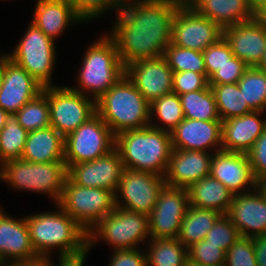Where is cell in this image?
Returning <instances> with one entry per match:
<instances>
[{"label": "cell", "instance_id": "obj_37", "mask_svg": "<svg viewBox=\"0 0 266 266\" xmlns=\"http://www.w3.org/2000/svg\"><path fill=\"white\" fill-rule=\"evenodd\" d=\"M164 57L173 72L206 73L204 56L201 51L181 48L170 43L164 51Z\"/></svg>", "mask_w": 266, "mask_h": 266}, {"label": "cell", "instance_id": "obj_41", "mask_svg": "<svg viewBox=\"0 0 266 266\" xmlns=\"http://www.w3.org/2000/svg\"><path fill=\"white\" fill-rule=\"evenodd\" d=\"M225 266H257L253 240L240 236L226 251Z\"/></svg>", "mask_w": 266, "mask_h": 266}, {"label": "cell", "instance_id": "obj_30", "mask_svg": "<svg viewBox=\"0 0 266 266\" xmlns=\"http://www.w3.org/2000/svg\"><path fill=\"white\" fill-rule=\"evenodd\" d=\"M145 252L147 266H184L187 248L177 238H149Z\"/></svg>", "mask_w": 266, "mask_h": 266}, {"label": "cell", "instance_id": "obj_29", "mask_svg": "<svg viewBox=\"0 0 266 266\" xmlns=\"http://www.w3.org/2000/svg\"><path fill=\"white\" fill-rule=\"evenodd\" d=\"M222 214L206 208L188 206L177 239L187 248L205 239L208 231Z\"/></svg>", "mask_w": 266, "mask_h": 266}, {"label": "cell", "instance_id": "obj_33", "mask_svg": "<svg viewBox=\"0 0 266 266\" xmlns=\"http://www.w3.org/2000/svg\"><path fill=\"white\" fill-rule=\"evenodd\" d=\"M155 114V115H154ZM152 116L160 120L161 123L151 122ZM157 116V117H156ZM185 119L181 100L178 94L170 93L157 98L150 103V125L153 128L161 129L166 132H171Z\"/></svg>", "mask_w": 266, "mask_h": 266}, {"label": "cell", "instance_id": "obj_5", "mask_svg": "<svg viewBox=\"0 0 266 266\" xmlns=\"http://www.w3.org/2000/svg\"><path fill=\"white\" fill-rule=\"evenodd\" d=\"M105 35L87 48L77 75L79 86H70L86 96L91 93L95 101L125 75V66L115 42Z\"/></svg>", "mask_w": 266, "mask_h": 266}, {"label": "cell", "instance_id": "obj_36", "mask_svg": "<svg viewBox=\"0 0 266 266\" xmlns=\"http://www.w3.org/2000/svg\"><path fill=\"white\" fill-rule=\"evenodd\" d=\"M28 132L19 124L14 115L7 120L0 131V163L20 159Z\"/></svg>", "mask_w": 266, "mask_h": 266}, {"label": "cell", "instance_id": "obj_55", "mask_svg": "<svg viewBox=\"0 0 266 266\" xmlns=\"http://www.w3.org/2000/svg\"><path fill=\"white\" fill-rule=\"evenodd\" d=\"M3 83L2 54L0 55V88Z\"/></svg>", "mask_w": 266, "mask_h": 266}, {"label": "cell", "instance_id": "obj_1", "mask_svg": "<svg viewBox=\"0 0 266 266\" xmlns=\"http://www.w3.org/2000/svg\"><path fill=\"white\" fill-rule=\"evenodd\" d=\"M180 5L172 0H129L124 5L108 34L124 66L140 59L164 56Z\"/></svg>", "mask_w": 266, "mask_h": 266}, {"label": "cell", "instance_id": "obj_43", "mask_svg": "<svg viewBox=\"0 0 266 266\" xmlns=\"http://www.w3.org/2000/svg\"><path fill=\"white\" fill-rule=\"evenodd\" d=\"M209 86L206 73L183 71L173 73V93L182 95L205 89Z\"/></svg>", "mask_w": 266, "mask_h": 266}, {"label": "cell", "instance_id": "obj_18", "mask_svg": "<svg viewBox=\"0 0 266 266\" xmlns=\"http://www.w3.org/2000/svg\"><path fill=\"white\" fill-rule=\"evenodd\" d=\"M233 55L249 67L258 66L266 50V20L254 18L223 29Z\"/></svg>", "mask_w": 266, "mask_h": 266}, {"label": "cell", "instance_id": "obj_45", "mask_svg": "<svg viewBox=\"0 0 266 266\" xmlns=\"http://www.w3.org/2000/svg\"><path fill=\"white\" fill-rule=\"evenodd\" d=\"M256 181L266 177V130L246 153Z\"/></svg>", "mask_w": 266, "mask_h": 266}, {"label": "cell", "instance_id": "obj_24", "mask_svg": "<svg viewBox=\"0 0 266 266\" xmlns=\"http://www.w3.org/2000/svg\"><path fill=\"white\" fill-rule=\"evenodd\" d=\"M263 111H252L239 117L222 121V150L247 153L266 130Z\"/></svg>", "mask_w": 266, "mask_h": 266}, {"label": "cell", "instance_id": "obj_35", "mask_svg": "<svg viewBox=\"0 0 266 266\" xmlns=\"http://www.w3.org/2000/svg\"><path fill=\"white\" fill-rule=\"evenodd\" d=\"M238 86L253 111H266V72L257 66L248 67Z\"/></svg>", "mask_w": 266, "mask_h": 266}, {"label": "cell", "instance_id": "obj_51", "mask_svg": "<svg viewBox=\"0 0 266 266\" xmlns=\"http://www.w3.org/2000/svg\"><path fill=\"white\" fill-rule=\"evenodd\" d=\"M10 114L0 107V131L4 128L7 120L10 118Z\"/></svg>", "mask_w": 266, "mask_h": 266}, {"label": "cell", "instance_id": "obj_39", "mask_svg": "<svg viewBox=\"0 0 266 266\" xmlns=\"http://www.w3.org/2000/svg\"><path fill=\"white\" fill-rule=\"evenodd\" d=\"M188 259L206 266H225L226 251L203 239L187 247Z\"/></svg>", "mask_w": 266, "mask_h": 266}, {"label": "cell", "instance_id": "obj_8", "mask_svg": "<svg viewBox=\"0 0 266 266\" xmlns=\"http://www.w3.org/2000/svg\"><path fill=\"white\" fill-rule=\"evenodd\" d=\"M60 206L86 232L114 210L115 194L101 188L83 187L68 176L63 185Z\"/></svg>", "mask_w": 266, "mask_h": 266}, {"label": "cell", "instance_id": "obj_3", "mask_svg": "<svg viewBox=\"0 0 266 266\" xmlns=\"http://www.w3.org/2000/svg\"><path fill=\"white\" fill-rule=\"evenodd\" d=\"M115 148L124 169L151 172L165 177L173 151L169 132L151 126L126 130L115 136Z\"/></svg>", "mask_w": 266, "mask_h": 266}, {"label": "cell", "instance_id": "obj_44", "mask_svg": "<svg viewBox=\"0 0 266 266\" xmlns=\"http://www.w3.org/2000/svg\"><path fill=\"white\" fill-rule=\"evenodd\" d=\"M248 67L244 61L233 56L208 78L209 86L238 83Z\"/></svg>", "mask_w": 266, "mask_h": 266}, {"label": "cell", "instance_id": "obj_52", "mask_svg": "<svg viewBox=\"0 0 266 266\" xmlns=\"http://www.w3.org/2000/svg\"><path fill=\"white\" fill-rule=\"evenodd\" d=\"M256 187L262 193V195L266 198V177L258 180Z\"/></svg>", "mask_w": 266, "mask_h": 266}, {"label": "cell", "instance_id": "obj_32", "mask_svg": "<svg viewBox=\"0 0 266 266\" xmlns=\"http://www.w3.org/2000/svg\"><path fill=\"white\" fill-rule=\"evenodd\" d=\"M217 105L221 121L248 114L253 110L248 106L238 83L210 86Z\"/></svg>", "mask_w": 266, "mask_h": 266}, {"label": "cell", "instance_id": "obj_56", "mask_svg": "<svg viewBox=\"0 0 266 266\" xmlns=\"http://www.w3.org/2000/svg\"><path fill=\"white\" fill-rule=\"evenodd\" d=\"M175 2H179L180 4H188L190 2V0H172Z\"/></svg>", "mask_w": 266, "mask_h": 266}, {"label": "cell", "instance_id": "obj_2", "mask_svg": "<svg viewBox=\"0 0 266 266\" xmlns=\"http://www.w3.org/2000/svg\"><path fill=\"white\" fill-rule=\"evenodd\" d=\"M55 212H43L25 217L29 236L36 254L41 258L52 257L58 248L59 256L75 255L88 249L86 232L60 206Z\"/></svg>", "mask_w": 266, "mask_h": 266}, {"label": "cell", "instance_id": "obj_54", "mask_svg": "<svg viewBox=\"0 0 266 266\" xmlns=\"http://www.w3.org/2000/svg\"><path fill=\"white\" fill-rule=\"evenodd\" d=\"M184 266H206V265H202L200 263H197V262L187 258V261H186Z\"/></svg>", "mask_w": 266, "mask_h": 266}, {"label": "cell", "instance_id": "obj_48", "mask_svg": "<svg viewBox=\"0 0 266 266\" xmlns=\"http://www.w3.org/2000/svg\"><path fill=\"white\" fill-rule=\"evenodd\" d=\"M257 266H266V234L252 237Z\"/></svg>", "mask_w": 266, "mask_h": 266}, {"label": "cell", "instance_id": "obj_42", "mask_svg": "<svg viewBox=\"0 0 266 266\" xmlns=\"http://www.w3.org/2000/svg\"><path fill=\"white\" fill-rule=\"evenodd\" d=\"M202 53L204 56L207 78L234 56L224 37L208 46Z\"/></svg>", "mask_w": 266, "mask_h": 266}, {"label": "cell", "instance_id": "obj_4", "mask_svg": "<svg viewBox=\"0 0 266 266\" xmlns=\"http://www.w3.org/2000/svg\"><path fill=\"white\" fill-rule=\"evenodd\" d=\"M96 113L115 136L150 125V103L126 75L96 101Z\"/></svg>", "mask_w": 266, "mask_h": 266}, {"label": "cell", "instance_id": "obj_14", "mask_svg": "<svg viewBox=\"0 0 266 266\" xmlns=\"http://www.w3.org/2000/svg\"><path fill=\"white\" fill-rule=\"evenodd\" d=\"M188 206L186 188L165 184L148 215L150 238H177Z\"/></svg>", "mask_w": 266, "mask_h": 266}, {"label": "cell", "instance_id": "obj_12", "mask_svg": "<svg viewBox=\"0 0 266 266\" xmlns=\"http://www.w3.org/2000/svg\"><path fill=\"white\" fill-rule=\"evenodd\" d=\"M222 37L223 29L192 6L181 4L176 10L172 22L171 44L203 52Z\"/></svg>", "mask_w": 266, "mask_h": 266}, {"label": "cell", "instance_id": "obj_7", "mask_svg": "<svg viewBox=\"0 0 266 266\" xmlns=\"http://www.w3.org/2000/svg\"><path fill=\"white\" fill-rule=\"evenodd\" d=\"M149 237L148 215L115 207L88 232V249L96 246L98 239L113 250L135 249Z\"/></svg>", "mask_w": 266, "mask_h": 266}, {"label": "cell", "instance_id": "obj_19", "mask_svg": "<svg viewBox=\"0 0 266 266\" xmlns=\"http://www.w3.org/2000/svg\"><path fill=\"white\" fill-rule=\"evenodd\" d=\"M226 215L240 236L252 238L266 234V198L257 187L246 193L234 194Z\"/></svg>", "mask_w": 266, "mask_h": 266}, {"label": "cell", "instance_id": "obj_49", "mask_svg": "<svg viewBox=\"0 0 266 266\" xmlns=\"http://www.w3.org/2000/svg\"><path fill=\"white\" fill-rule=\"evenodd\" d=\"M250 6L256 18L266 20V0H250Z\"/></svg>", "mask_w": 266, "mask_h": 266}, {"label": "cell", "instance_id": "obj_47", "mask_svg": "<svg viewBox=\"0 0 266 266\" xmlns=\"http://www.w3.org/2000/svg\"><path fill=\"white\" fill-rule=\"evenodd\" d=\"M90 250L87 249L86 251L75 254V255H64V256H59V262L58 264H54L51 260L53 258L48 257V266H84L86 256H88V252Z\"/></svg>", "mask_w": 266, "mask_h": 266}, {"label": "cell", "instance_id": "obj_34", "mask_svg": "<svg viewBox=\"0 0 266 266\" xmlns=\"http://www.w3.org/2000/svg\"><path fill=\"white\" fill-rule=\"evenodd\" d=\"M14 116L27 132L49 127L47 87H43L42 92L22 106Z\"/></svg>", "mask_w": 266, "mask_h": 266}, {"label": "cell", "instance_id": "obj_20", "mask_svg": "<svg viewBox=\"0 0 266 266\" xmlns=\"http://www.w3.org/2000/svg\"><path fill=\"white\" fill-rule=\"evenodd\" d=\"M210 175L233 194L249 192V188L252 191L257 184L246 153L223 150L213 153Z\"/></svg>", "mask_w": 266, "mask_h": 266}, {"label": "cell", "instance_id": "obj_26", "mask_svg": "<svg viewBox=\"0 0 266 266\" xmlns=\"http://www.w3.org/2000/svg\"><path fill=\"white\" fill-rule=\"evenodd\" d=\"M188 5L222 29L255 18L250 0H191Z\"/></svg>", "mask_w": 266, "mask_h": 266}, {"label": "cell", "instance_id": "obj_50", "mask_svg": "<svg viewBox=\"0 0 266 266\" xmlns=\"http://www.w3.org/2000/svg\"><path fill=\"white\" fill-rule=\"evenodd\" d=\"M2 266H48V257H40L33 261L11 262Z\"/></svg>", "mask_w": 266, "mask_h": 266}, {"label": "cell", "instance_id": "obj_28", "mask_svg": "<svg viewBox=\"0 0 266 266\" xmlns=\"http://www.w3.org/2000/svg\"><path fill=\"white\" fill-rule=\"evenodd\" d=\"M190 206L206 208L226 214L233 199V193L211 175L191 183L187 188Z\"/></svg>", "mask_w": 266, "mask_h": 266}, {"label": "cell", "instance_id": "obj_40", "mask_svg": "<svg viewBox=\"0 0 266 266\" xmlns=\"http://www.w3.org/2000/svg\"><path fill=\"white\" fill-rule=\"evenodd\" d=\"M239 237L240 234L237 228L231 223L229 217L226 214H222L214 226L208 231L205 240L227 251Z\"/></svg>", "mask_w": 266, "mask_h": 266}, {"label": "cell", "instance_id": "obj_11", "mask_svg": "<svg viewBox=\"0 0 266 266\" xmlns=\"http://www.w3.org/2000/svg\"><path fill=\"white\" fill-rule=\"evenodd\" d=\"M47 98L50 126L63 137L96 114V101L68 86H47Z\"/></svg>", "mask_w": 266, "mask_h": 266}, {"label": "cell", "instance_id": "obj_31", "mask_svg": "<svg viewBox=\"0 0 266 266\" xmlns=\"http://www.w3.org/2000/svg\"><path fill=\"white\" fill-rule=\"evenodd\" d=\"M184 117L201 121H221L215 96L210 86L179 95Z\"/></svg>", "mask_w": 266, "mask_h": 266}, {"label": "cell", "instance_id": "obj_6", "mask_svg": "<svg viewBox=\"0 0 266 266\" xmlns=\"http://www.w3.org/2000/svg\"><path fill=\"white\" fill-rule=\"evenodd\" d=\"M67 177L65 162L34 163L8 160L0 166V180L17 190L51 195L57 204Z\"/></svg>", "mask_w": 266, "mask_h": 266}, {"label": "cell", "instance_id": "obj_53", "mask_svg": "<svg viewBox=\"0 0 266 266\" xmlns=\"http://www.w3.org/2000/svg\"><path fill=\"white\" fill-rule=\"evenodd\" d=\"M257 67L260 68L263 72H266V50L264 51V56Z\"/></svg>", "mask_w": 266, "mask_h": 266}, {"label": "cell", "instance_id": "obj_22", "mask_svg": "<svg viewBox=\"0 0 266 266\" xmlns=\"http://www.w3.org/2000/svg\"><path fill=\"white\" fill-rule=\"evenodd\" d=\"M222 121H201L185 118L171 132L173 149L214 152L222 150ZM218 147V148H217Z\"/></svg>", "mask_w": 266, "mask_h": 266}, {"label": "cell", "instance_id": "obj_46", "mask_svg": "<svg viewBox=\"0 0 266 266\" xmlns=\"http://www.w3.org/2000/svg\"><path fill=\"white\" fill-rule=\"evenodd\" d=\"M108 266H147L146 255L139 248L114 250Z\"/></svg>", "mask_w": 266, "mask_h": 266}, {"label": "cell", "instance_id": "obj_16", "mask_svg": "<svg viewBox=\"0 0 266 266\" xmlns=\"http://www.w3.org/2000/svg\"><path fill=\"white\" fill-rule=\"evenodd\" d=\"M123 171L120 154L114 148L93 161L71 165L67 176L80 186L107 189L115 194Z\"/></svg>", "mask_w": 266, "mask_h": 266}, {"label": "cell", "instance_id": "obj_27", "mask_svg": "<svg viewBox=\"0 0 266 266\" xmlns=\"http://www.w3.org/2000/svg\"><path fill=\"white\" fill-rule=\"evenodd\" d=\"M21 159L34 163L64 162V137L51 126L28 132Z\"/></svg>", "mask_w": 266, "mask_h": 266}, {"label": "cell", "instance_id": "obj_15", "mask_svg": "<svg viewBox=\"0 0 266 266\" xmlns=\"http://www.w3.org/2000/svg\"><path fill=\"white\" fill-rule=\"evenodd\" d=\"M173 73L164 56L125 66V75L149 103L173 92Z\"/></svg>", "mask_w": 266, "mask_h": 266}, {"label": "cell", "instance_id": "obj_25", "mask_svg": "<svg viewBox=\"0 0 266 266\" xmlns=\"http://www.w3.org/2000/svg\"><path fill=\"white\" fill-rule=\"evenodd\" d=\"M36 3L31 22L53 40L72 23L84 22L75 12L70 0H37Z\"/></svg>", "mask_w": 266, "mask_h": 266}, {"label": "cell", "instance_id": "obj_23", "mask_svg": "<svg viewBox=\"0 0 266 266\" xmlns=\"http://www.w3.org/2000/svg\"><path fill=\"white\" fill-rule=\"evenodd\" d=\"M213 153L173 149L165 174V184L187 188L210 175Z\"/></svg>", "mask_w": 266, "mask_h": 266}, {"label": "cell", "instance_id": "obj_38", "mask_svg": "<svg viewBox=\"0 0 266 266\" xmlns=\"http://www.w3.org/2000/svg\"><path fill=\"white\" fill-rule=\"evenodd\" d=\"M129 0H70L75 12L86 22L99 18L109 9L117 14ZM105 11V12H104Z\"/></svg>", "mask_w": 266, "mask_h": 266}, {"label": "cell", "instance_id": "obj_9", "mask_svg": "<svg viewBox=\"0 0 266 266\" xmlns=\"http://www.w3.org/2000/svg\"><path fill=\"white\" fill-rule=\"evenodd\" d=\"M55 45L53 39L31 22L12 53L5 55L23 67L43 87L55 86L51 81L57 55Z\"/></svg>", "mask_w": 266, "mask_h": 266}, {"label": "cell", "instance_id": "obj_13", "mask_svg": "<svg viewBox=\"0 0 266 266\" xmlns=\"http://www.w3.org/2000/svg\"><path fill=\"white\" fill-rule=\"evenodd\" d=\"M164 186L165 178L160 175L124 169L115 193V206L149 215Z\"/></svg>", "mask_w": 266, "mask_h": 266}, {"label": "cell", "instance_id": "obj_17", "mask_svg": "<svg viewBox=\"0 0 266 266\" xmlns=\"http://www.w3.org/2000/svg\"><path fill=\"white\" fill-rule=\"evenodd\" d=\"M2 70L0 107L10 115H14L28 101L41 93L43 86L5 54L2 55Z\"/></svg>", "mask_w": 266, "mask_h": 266}, {"label": "cell", "instance_id": "obj_10", "mask_svg": "<svg viewBox=\"0 0 266 266\" xmlns=\"http://www.w3.org/2000/svg\"><path fill=\"white\" fill-rule=\"evenodd\" d=\"M115 148V135L96 113L64 137V162L71 165L93 161Z\"/></svg>", "mask_w": 266, "mask_h": 266}, {"label": "cell", "instance_id": "obj_21", "mask_svg": "<svg viewBox=\"0 0 266 266\" xmlns=\"http://www.w3.org/2000/svg\"><path fill=\"white\" fill-rule=\"evenodd\" d=\"M18 219L0 207V266L40 258L32 246L25 217Z\"/></svg>", "mask_w": 266, "mask_h": 266}]
</instances>
